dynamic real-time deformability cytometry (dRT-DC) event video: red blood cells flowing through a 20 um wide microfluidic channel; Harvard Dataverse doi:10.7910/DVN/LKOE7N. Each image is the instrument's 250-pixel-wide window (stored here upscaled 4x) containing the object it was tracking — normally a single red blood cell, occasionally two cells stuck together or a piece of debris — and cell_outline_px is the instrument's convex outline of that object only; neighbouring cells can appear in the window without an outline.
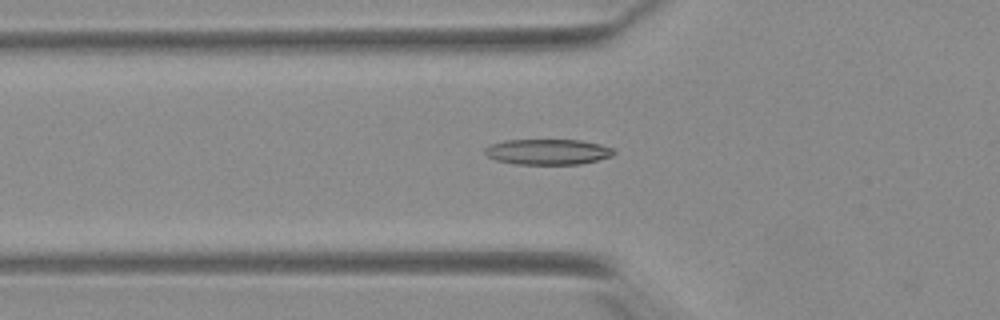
{"species": "Egyptian fruit bat (a non-hibernating species)", "species_latin": "Rousettus aegyptiacus", "temperature_condition": "warm", "stored_images_in_passage": 15, "camera_frame_rate_fps": 3000, "um_per_image_px": 0.085, "animal": {"sex": "female"}, "frame": {"image": 1, "passage_image": 7, "time_ms": 2.0, "image_size_px": [1000, 320], "cell_outline_px": [[616, 152], [612, 156], [580, 164], [516, 164], [496, 160], [488, 156], [484, 152], [484, 148], [492, 144], [504, 140], [580, 140], [600, 144], [612, 148]], "centroid_in_image_um": [46.56, 12.9], "position_along_channel_um": 79.2, "area_um2": 19.13}}
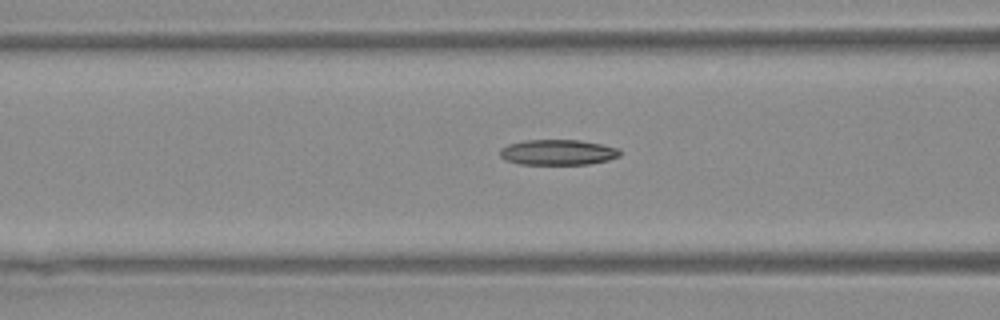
{"frame": {"image": 2, "passage_image": 10, "time_ms": 3.0, "image_size_px": [1000, 320], "cell_outline_px": [[620, 156], [608, 160], [588, 164], [520, 164], [504, 160], [500, 156], [500, 148], [508, 144], [524, 140], [580, 140], [620, 148]], "centroid_in_image_um": [47.4, 12.94], "position_along_channel_um": 119.2, "area_um2": 17.86}}